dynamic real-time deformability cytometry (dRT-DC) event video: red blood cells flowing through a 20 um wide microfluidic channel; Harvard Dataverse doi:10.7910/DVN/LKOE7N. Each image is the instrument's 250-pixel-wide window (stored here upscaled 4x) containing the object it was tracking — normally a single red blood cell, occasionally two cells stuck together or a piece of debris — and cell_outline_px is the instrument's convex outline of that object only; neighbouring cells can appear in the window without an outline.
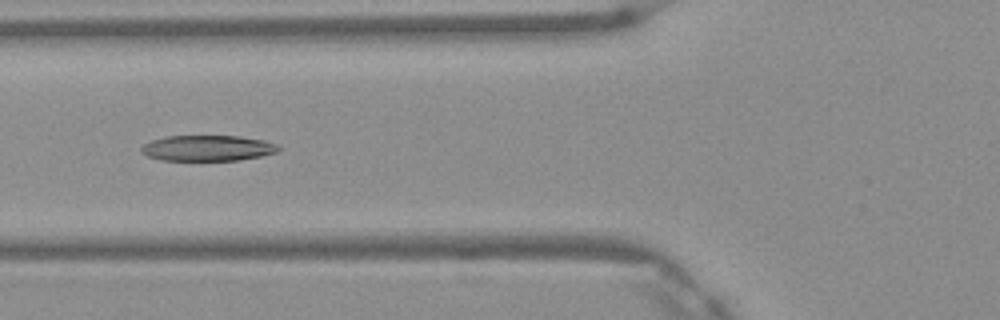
{"species": "Egyptian fruit bat (a non-hibernating species)", "species_latin": "Rousettus aegyptiacus", "temperature_condition": "warm", "stored_images_in_passage": 2, "camera_frame_rate_fps": 3000, "um_per_image_px": 0.085, "frame": {"image": 1, "passage_image": 2, "time_ms": 0.333, "image_size_px": [1000, 320], "cell_outline_px": [[284, 148], [276, 152], [260, 156], [240, 160], [160, 160], [148, 156], [140, 152], [140, 148], [144, 144], [152, 140], [164, 136], [240, 136], [264, 140], [276, 144]], "centroid_in_image_um": [17.65, 12.58], "position_along_channel_um": 108.1, "area_um2": 20.63}}